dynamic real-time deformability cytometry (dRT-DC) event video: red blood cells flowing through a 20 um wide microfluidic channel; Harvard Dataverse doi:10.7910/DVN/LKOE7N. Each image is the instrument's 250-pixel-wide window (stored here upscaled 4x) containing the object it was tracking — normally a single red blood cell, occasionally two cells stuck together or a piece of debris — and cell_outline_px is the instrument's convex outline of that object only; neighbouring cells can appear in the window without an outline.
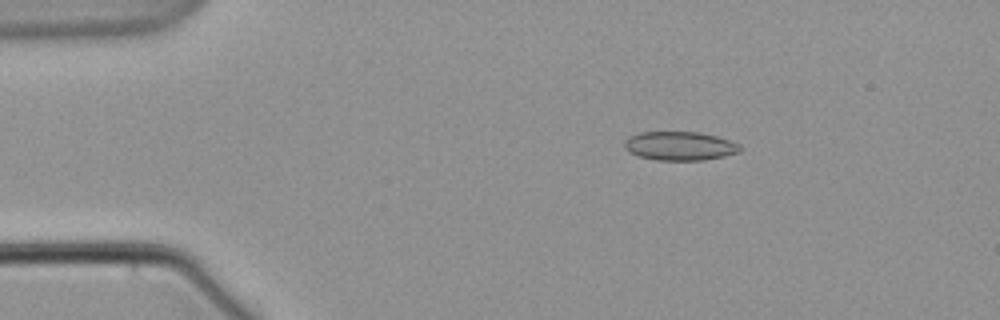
{"species": "common noctule bat (a hibernating species)", "species_latin": "Nyctalus noctula", "temperature_condition": "warm", "stored_images_in_passage": 3, "camera_frame_rate_fps": 3000, "um_per_image_px": 0.085, "animal": {"sex": "male", "body_mass_g": 21.5, "forearm_length_mm": 52.0}, "frame": {"image": 1, "passage_image": 1, "time_ms": 0.0, "image_size_px": [1000, 320], "cell_outline_px": [[740, 152], [724, 156], [704, 160], [656, 160], [640, 156], [628, 152], [624, 148], [624, 140], [640, 132], [700, 132], [716, 136], [740, 144]], "centroid_in_image_um": [57.78, 12.41], "position_along_channel_um": 27.2, "area_um2": 19.36}}